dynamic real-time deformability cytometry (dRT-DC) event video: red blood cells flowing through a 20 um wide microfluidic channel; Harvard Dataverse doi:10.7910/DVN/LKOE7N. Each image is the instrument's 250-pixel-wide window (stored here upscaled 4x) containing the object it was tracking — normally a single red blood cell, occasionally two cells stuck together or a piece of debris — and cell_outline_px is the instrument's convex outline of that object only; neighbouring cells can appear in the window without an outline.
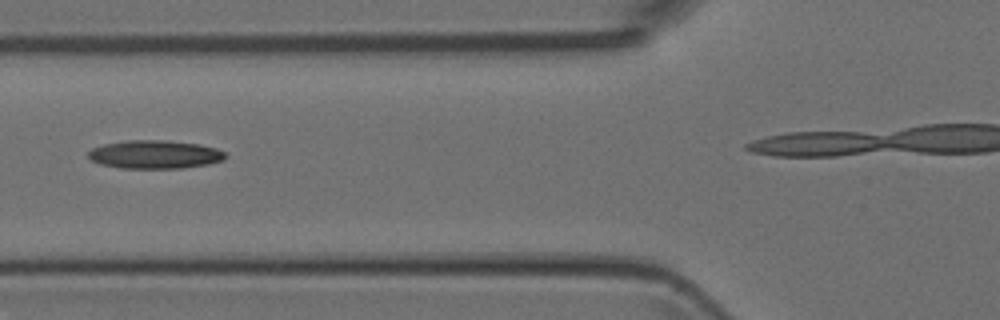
{"species": "Egyptian fruit bat (a non-hibernating species)", "species_latin": "Rousettus aegyptiacus", "temperature_condition": "room temperature", "stored_images_in_passage": 10, "camera_frame_rate_fps": 3000, "um_per_image_px": 0.085, "animal": {"sex": "female"}, "frame": {"image": 1, "passage_image": 4, "time_ms": 3.667, "image_size_px": [1000, 320], "cell_outline_px": [[228, 156], [224, 160], [208, 164], [180, 168], [120, 168], [100, 164], [92, 160], [88, 156], [88, 152], [92, 148], [104, 144], [124, 140], [168, 140], [200, 144], [216, 148], [224, 152]], "centroid_in_image_um": [13.17, 13.12], "position_along_channel_um": 112.6, "area_um2": 22.77}}
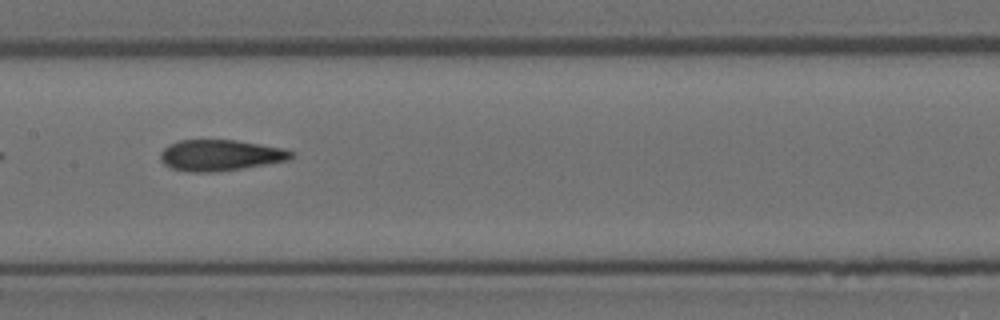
{"frame": {"image": 2, "passage_image": 7, "time_ms": 7.667, "image_size_px": [1000, 320], "cell_outline_px": [[296, 156], [288, 160], [240, 168], [212, 172], [192, 172], [172, 168], [164, 164], [160, 160], [160, 152], [168, 144], [180, 140], [236, 140], [284, 148], [296, 152]], "centroid_in_image_um": [18.73, 13.18], "position_along_channel_um": 188.7, "area_um2": 23.64}}
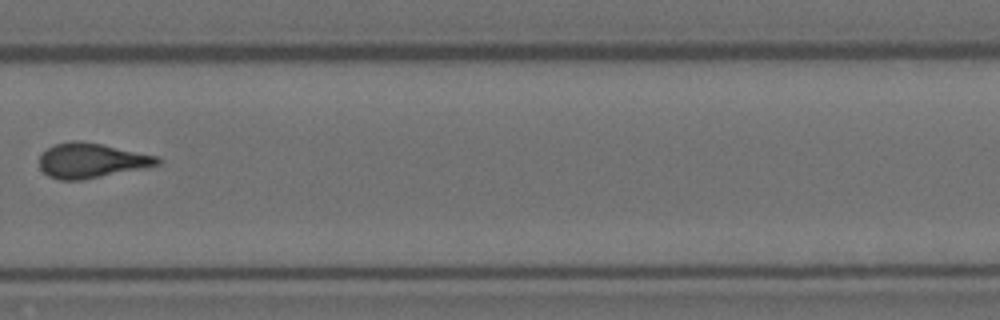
{"frame": {"image": 3, "passage_image": 10, "time_ms": 11.0, "image_size_px": [1000, 320], "cell_outline_px": [[160, 164], [80, 180], [60, 180], [48, 176], [40, 168], [40, 156], [48, 148], [56, 144], [72, 140], [80, 140], [160, 156]], "centroid_in_image_um": [7.75, 13.63], "position_along_channel_um": 322.1, "area_um2": 23.52}}